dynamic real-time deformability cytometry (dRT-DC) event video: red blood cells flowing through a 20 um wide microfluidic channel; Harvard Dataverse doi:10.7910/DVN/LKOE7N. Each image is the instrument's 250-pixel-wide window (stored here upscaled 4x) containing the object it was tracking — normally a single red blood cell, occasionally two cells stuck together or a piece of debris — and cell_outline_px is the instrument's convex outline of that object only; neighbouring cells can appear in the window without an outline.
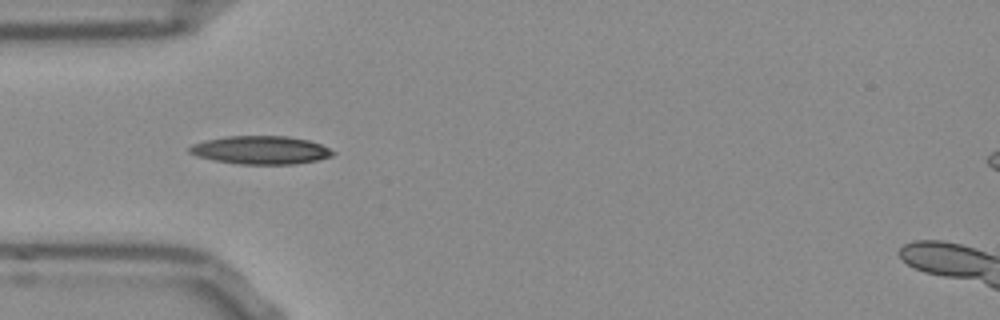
{"species": "Egyptian fruit bat (a non-hibernating species)", "species_latin": "Rousettus aegyptiacus", "temperature_condition": "room temperature", "stored_images_in_passage": 38, "camera_frame_rate_fps": 3000, "um_per_image_px": 0.085, "frame": {"image": 1, "passage_image": 1, "time_ms": 0.0, "image_size_px": [1000, 320], "cell_outline_px": [[336, 152], [332, 156], [316, 160], [296, 164], [240, 164], [216, 160], [196, 156], [188, 152], [188, 148], [192, 144], [204, 140], [228, 136], [288, 136], [308, 140], [320, 144]], "centroid_in_image_um": [22.15, 12.75], "position_along_channel_um": 62.9, "area_um2": 23.52}}
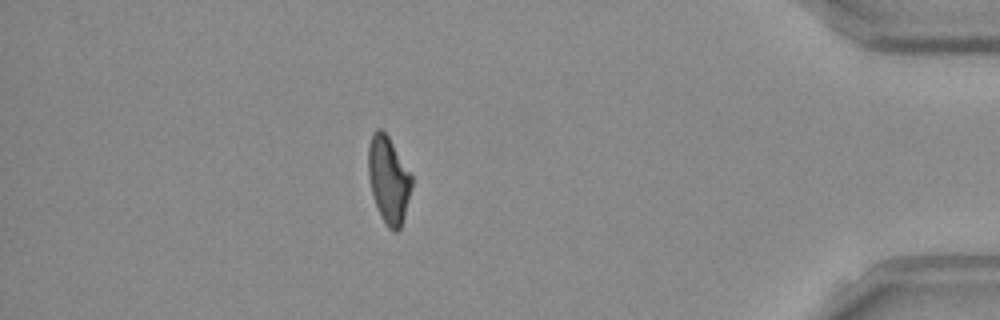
{"frame": {"image": 2, "passage_image": 31, "time_ms": 10.0, "image_size_px": [1000, 320], "cell_outline_px": [[412, 184], [400, 228], [396, 232], [392, 232], [384, 224], [380, 216], [372, 192], [368, 176], [368, 144], [372, 132], [376, 128], [380, 128], [388, 136], [412, 176]], "centroid_in_image_um": [32.99, 15.26], "position_along_channel_um": 402.2, "area_um2": 21.73}}
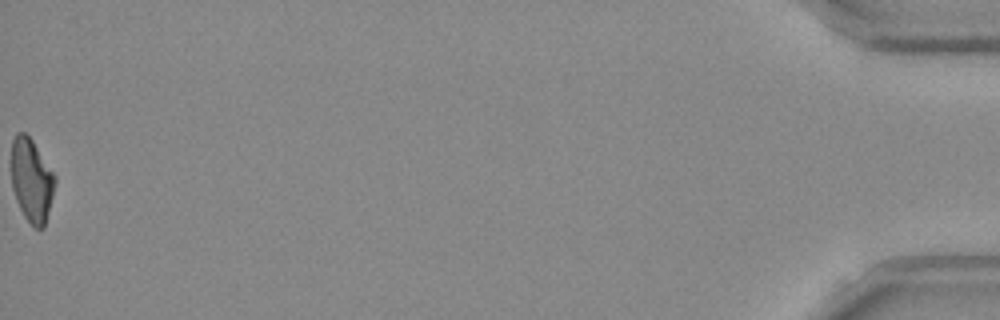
{"frame": {"image": 3, "passage_image": 38, "time_ms": 12.333, "image_size_px": [1000, 320], "cell_outline_px": [[56, 180], [44, 228], [36, 228], [24, 216], [16, 200], [12, 188], [12, 140], [16, 132], [24, 132], [32, 140], [56, 176]], "centroid_in_image_um": [2.68, 15.3], "position_along_channel_um": 432.5, "area_um2": 20.92}, "authors_computed_cell_mechanics": {"area_um2": 22.0507, "velocity_mm_per_s": 3.868, "shape_relaxation_time_tau1_ms": null, "shape_relaxation_time_tau2_ms": 5.4138, "deformation_change_tau1": null, "deformation_change_tau2": 0.1403}}